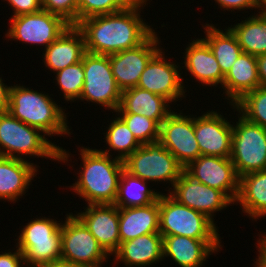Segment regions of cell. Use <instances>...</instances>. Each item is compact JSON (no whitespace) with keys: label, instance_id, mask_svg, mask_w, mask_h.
Segmentation results:
<instances>
[{"label":"cell","instance_id":"cell-1","mask_svg":"<svg viewBox=\"0 0 266 267\" xmlns=\"http://www.w3.org/2000/svg\"><path fill=\"white\" fill-rule=\"evenodd\" d=\"M148 0H134L121 11L80 20L86 52L111 55L142 44L155 30L140 17Z\"/></svg>","mask_w":266,"mask_h":267},{"label":"cell","instance_id":"cell-2","mask_svg":"<svg viewBox=\"0 0 266 267\" xmlns=\"http://www.w3.org/2000/svg\"><path fill=\"white\" fill-rule=\"evenodd\" d=\"M82 146L80 159L82 170L73 183L72 191L82 197L88 205L114 204L119 187L121 173L124 170L123 161L110 158L98 149H89Z\"/></svg>","mask_w":266,"mask_h":267},{"label":"cell","instance_id":"cell-3","mask_svg":"<svg viewBox=\"0 0 266 267\" xmlns=\"http://www.w3.org/2000/svg\"><path fill=\"white\" fill-rule=\"evenodd\" d=\"M8 112L47 136L71 134L66 113L45 93L16 84L10 88Z\"/></svg>","mask_w":266,"mask_h":267},{"label":"cell","instance_id":"cell-4","mask_svg":"<svg viewBox=\"0 0 266 267\" xmlns=\"http://www.w3.org/2000/svg\"><path fill=\"white\" fill-rule=\"evenodd\" d=\"M38 128L29 126L8 111L0 113V156L24 159L38 156L68 163L70 154L48 140ZM21 154V155H20Z\"/></svg>","mask_w":266,"mask_h":267},{"label":"cell","instance_id":"cell-5","mask_svg":"<svg viewBox=\"0 0 266 267\" xmlns=\"http://www.w3.org/2000/svg\"><path fill=\"white\" fill-rule=\"evenodd\" d=\"M52 218H36L23 226L16 248L23 254L24 263L42 267L61 259V222Z\"/></svg>","mask_w":266,"mask_h":267},{"label":"cell","instance_id":"cell-6","mask_svg":"<svg viewBox=\"0 0 266 267\" xmlns=\"http://www.w3.org/2000/svg\"><path fill=\"white\" fill-rule=\"evenodd\" d=\"M216 223L206 215L177 202L169 193L159 197V233L195 239H219Z\"/></svg>","mask_w":266,"mask_h":267},{"label":"cell","instance_id":"cell-7","mask_svg":"<svg viewBox=\"0 0 266 267\" xmlns=\"http://www.w3.org/2000/svg\"><path fill=\"white\" fill-rule=\"evenodd\" d=\"M124 170L132 176L153 182L174 183L179 179L184 167L158 141L141 145L124 161Z\"/></svg>","mask_w":266,"mask_h":267},{"label":"cell","instance_id":"cell-8","mask_svg":"<svg viewBox=\"0 0 266 267\" xmlns=\"http://www.w3.org/2000/svg\"><path fill=\"white\" fill-rule=\"evenodd\" d=\"M230 159L239 177L266 170V129L238 115L233 126Z\"/></svg>","mask_w":266,"mask_h":267},{"label":"cell","instance_id":"cell-9","mask_svg":"<svg viewBox=\"0 0 266 267\" xmlns=\"http://www.w3.org/2000/svg\"><path fill=\"white\" fill-rule=\"evenodd\" d=\"M82 62L84 85L79 99L115 112L120 106L122 91L113 76L109 56L86 52Z\"/></svg>","mask_w":266,"mask_h":267},{"label":"cell","instance_id":"cell-10","mask_svg":"<svg viewBox=\"0 0 266 267\" xmlns=\"http://www.w3.org/2000/svg\"><path fill=\"white\" fill-rule=\"evenodd\" d=\"M108 256L85 224L73 213L67 214L61 224V259L101 267Z\"/></svg>","mask_w":266,"mask_h":267},{"label":"cell","instance_id":"cell-11","mask_svg":"<svg viewBox=\"0 0 266 267\" xmlns=\"http://www.w3.org/2000/svg\"><path fill=\"white\" fill-rule=\"evenodd\" d=\"M11 25L5 34L10 40L44 46L46 49L69 26L62 17L40 10L35 13L11 17Z\"/></svg>","mask_w":266,"mask_h":267},{"label":"cell","instance_id":"cell-12","mask_svg":"<svg viewBox=\"0 0 266 267\" xmlns=\"http://www.w3.org/2000/svg\"><path fill=\"white\" fill-rule=\"evenodd\" d=\"M172 112L160 125L159 142L185 168L201 153L195 138L194 115Z\"/></svg>","mask_w":266,"mask_h":267},{"label":"cell","instance_id":"cell-13","mask_svg":"<svg viewBox=\"0 0 266 267\" xmlns=\"http://www.w3.org/2000/svg\"><path fill=\"white\" fill-rule=\"evenodd\" d=\"M184 171L194 180L222 191L233 203L239 193L240 177L230 157L200 155Z\"/></svg>","mask_w":266,"mask_h":267},{"label":"cell","instance_id":"cell-14","mask_svg":"<svg viewBox=\"0 0 266 267\" xmlns=\"http://www.w3.org/2000/svg\"><path fill=\"white\" fill-rule=\"evenodd\" d=\"M160 43L154 31L139 46L108 55L113 76L121 91L138 85L147 64L161 50Z\"/></svg>","mask_w":266,"mask_h":267},{"label":"cell","instance_id":"cell-15","mask_svg":"<svg viewBox=\"0 0 266 267\" xmlns=\"http://www.w3.org/2000/svg\"><path fill=\"white\" fill-rule=\"evenodd\" d=\"M169 188V195L177 202L206 215L214 222V213L234 204L222 191L194 180L185 171Z\"/></svg>","mask_w":266,"mask_h":267},{"label":"cell","instance_id":"cell-16","mask_svg":"<svg viewBox=\"0 0 266 267\" xmlns=\"http://www.w3.org/2000/svg\"><path fill=\"white\" fill-rule=\"evenodd\" d=\"M164 54L165 52L161 48L149 61L141 74L137 87L160 95L171 103L185 97L186 90L184 88L186 87L183 85V79L179 73L180 66L167 62Z\"/></svg>","mask_w":266,"mask_h":267},{"label":"cell","instance_id":"cell-17","mask_svg":"<svg viewBox=\"0 0 266 267\" xmlns=\"http://www.w3.org/2000/svg\"><path fill=\"white\" fill-rule=\"evenodd\" d=\"M195 138L201 155L230 157L233 124L216 111L194 117Z\"/></svg>","mask_w":266,"mask_h":267},{"label":"cell","instance_id":"cell-18","mask_svg":"<svg viewBox=\"0 0 266 267\" xmlns=\"http://www.w3.org/2000/svg\"><path fill=\"white\" fill-rule=\"evenodd\" d=\"M76 215L110 256L119 248V208L115 204L87 205Z\"/></svg>","mask_w":266,"mask_h":267},{"label":"cell","instance_id":"cell-19","mask_svg":"<svg viewBox=\"0 0 266 267\" xmlns=\"http://www.w3.org/2000/svg\"><path fill=\"white\" fill-rule=\"evenodd\" d=\"M163 237V258L171 257L180 267H201L221 249V239H195L180 235ZM220 248V249H219Z\"/></svg>","mask_w":266,"mask_h":267},{"label":"cell","instance_id":"cell-20","mask_svg":"<svg viewBox=\"0 0 266 267\" xmlns=\"http://www.w3.org/2000/svg\"><path fill=\"white\" fill-rule=\"evenodd\" d=\"M44 51L45 67L56 73L82 60L86 53L84 36L76 25H70Z\"/></svg>","mask_w":266,"mask_h":267},{"label":"cell","instance_id":"cell-21","mask_svg":"<svg viewBox=\"0 0 266 267\" xmlns=\"http://www.w3.org/2000/svg\"><path fill=\"white\" fill-rule=\"evenodd\" d=\"M29 160L0 156V200L16 202L37 175V165ZM36 172V173H35Z\"/></svg>","mask_w":266,"mask_h":267},{"label":"cell","instance_id":"cell-22","mask_svg":"<svg viewBox=\"0 0 266 267\" xmlns=\"http://www.w3.org/2000/svg\"><path fill=\"white\" fill-rule=\"evenodd\" d=\"M185 54L183 67L190 72L194 80L197 79L203 85L223 86L225 75L209 45L202 38L191 41L185 49Z\"/></svg>","mask_w":266,"mask_h":267},{"label":"cell","instance_id":"cell-23","mask_svg":"<svg viewBox=\"0 0 266 267\" xmlns=\"http://www.w3.org/2000/svg\"><path fill=\"white\" fill-rule=\"evenodd\" d=\"M115 261H122L128 267H146L163 258V237L160 233L138 236L120 243L113 254Z\"/></svg>","mask_w":266,"mask_h":267},{"label":"cell","instance_id":"cell-24","mask_svg":"<svg viewBox=\"0 0 266 267\" xmlns=\"http://www.w3.org/2000/svg\"><path fill=\"white\" fill-rule=\"evenodd\" d=\"M260 86L256 56L242 52L224 76L226 99L234 105L245 94ZM231 100V101H230Z\"/></svg>","mask_w":266,"mask_h":267},{"label":"cell","instance_id":"cell-25","mask_svg":"<svg viewBox=\"0 0 266 267\" xmlns=\"http://www.w3.org/2000/svg\"><path fill=\"white\" fill-rule=\"evenodd\" d=\"M168 103L166 98L136 86L122 91L120 106L115 112L141 114L160 126L173 112Z\"/></svg>","mask_w":266,"mask_h":267},{"label":"cell","instance_id":"cell-26","mask_svg":"<svg viewBox=\"0 0 266 267\" xmlns=\"http://www.w3.org/2000/svg\"><path fill=\"white\" fill-rule=\"evenodd\" d=\"M159 233V199L146 206L119 208L120 243Z\"/></svg>","mask_w":266,"mask_h":267},{"label":"cell","instance_id":"cell-27","mask_svg":"<svg viewBox=\"0 0 266 267\" xmlns=\"http://www.w3.org/2000/svg\"><path fill=\"white\" fill-rule=\"evenodd\" d=\"M243 213L251 219L266 216V170L247 173L240 177L236 199ZM242 205V206H241Z\"/></svg>","mask_w":266,"mask_h":267},{"label":"cell","instance_id":"cell-28","mask_svg":"<svg viewBox=\"0 0 266 267\" xmlns=\"http://www.w3.org/2000/svg\"><path fill=\"white\" fill-rule=\"evenodd\" d=\"M228 28L236 36L244 53L253 56L266 54V12L259 11L256 15L254 13Z\"/></svg>","mask_w":266,"mask_h":267},{"label":"cell","instance_id":"cell-29","mask_svg":"<svg viewBox=\"0 0 266 267\" xmlns=\"http://www.w3.org/2000/svg\"><path fill=\"white\" fill-rule=\"evenodd\" d=\"M203 28L206 33V38L204 37L203 40L209 45L222 73L226 75L243 52L242 48L229 28L224 29L225 32L216 28L214 24H206Z\"/></svg>","mask_w":266,"mask_h":267},{"label":"cell","instance_id":"cell-30","mask_svg":"<svg viewBox=\"0 0 266 267\" xmlns=\"http://www.w3.org/2000/svg\"><path fill=\"white\" fill-rule=\"evenodd\" d=\"M161 193L148 188L145 180L123 170L114 204L118 208L146 206L157 201Z\"/></svg>","mask_w":266,"mask_h":267},{"label":"cell","instance_id":"cell-31","mask_svg":"<svg viewBox=\"0 0 266 267\" xmlns=\"http://www.w3.org/2000/svg\"><path fill=\"white\" fill-rule=\"evenodd\" d=\"M105 135V142L109 146L108 150L100 151L104 154L110 155L111 149L118 152L115 157L124 161L134 151H136L142 144L135 138L129 130L125 122L117 116L113 121L111 120Z\"/></svg>","mask_w":266,"mask_h":267},{"label":"cell","instance_id":"cell-32","mask_svg":"<svg viewBox=\"0 0 266 267\" xmlns=\"http://www.w3.org/2000/svg\"><path fill=\"white\" fill-rule=\"evenodd\" d=\"M239 115L266 129V88L259 86L233 105Z\"/></svg>","mask_w":266,"mask_h":267},{"label":"cell","instance_id":"cell-33","mask_svg":"<svg viewBox=\"0 0 266 267\" xmlns=\"http://www.w3.org/2000/svg\"><path fill=\"white\" fill-rule=\"evenodd\" d=\"M56 82L63 92L65 100L74 102L79 100L84 85V70L82 60L76 64L67 66L55 73Z\"/></svg>","mask_w":266,"mask_h":267},{"label":"cell","instance_id":"cell-34","mask_svg":"<svg viewBox=\"0 0 266 267\" xmlns=\"http://www.w3.org/2000/svg\"><path fill=\"white\" fill-rule=\"evenodd\" d=\"M135 138L143 145L159 141L160 126L141 114L117 113Z\"/></svg>","mask_w":266,"mask_h":267},{"label":"cell","instance_id":"cell-35","mask_svg":"<svg viewBox=\"0 0 266 267\" xmlns=\"http://www.w3.org/2000/svg\"><path fill=\"white\" fill-rule=\"evenodd\" d=\"M134 0H90L82 1L78 5V22L80 20L115 13L123 10Z\"/></svg>","mask_w":266,"mask_h":267},{"label":"cell","instance_id":"cell-36","mask_svg":"<svg viewBox=\"0 0 266 267\" xmlns=\"http://www.w3.org/2000/svg\"><path fill=\"white\" fill-rule=\"evenodd\" d=\"M42 9L62 17L70 25L78 23V5L75 0H42Z\"/></svg>","mask_w":266,"mask_h":267},{"label":"cell","instance_id":"cell-37","mask_svg":"<svg viewBox=\"0 0 266 267\" xmlns=\"http://www.w3.org/2000/svg\"><path fill=\"white\" fill-rule=\"evenodd\" d=\"M13 8L12 17L42 10V0H5Z\"/></svg>","mask_w":266,"mask_h":267},{"label":"cell","instance_id":"cell-38","mask_svg":"<svg viewBox=\"0 0 266 267\" xmlns=\"http://www.w3.org/2000/svg\"><path fill=\"white\" fill-rule=\"evenodd\" d=\"M224 10H245L250 8L260 10V0H214Z\"/></svg>","mask_w":266,"mask_h":267},{"label":"cell","instance_id":"cell-39","mask_svg":"<svg viewBox=\"0 0 266 267\" xmlns=\"http://www.w3.org/2000/svg\"><path fill=\"white\" fill-rule=\"evenodd\" d=\"M24 264L23 254L18 248L13 253L9 251L0 254V267H22Z\"/></svg>","mask_w":266,"mask_h":267},{"label":"cell","instance_id":"cell-40","mask_svg":"<svg viewBox=\"0 0 266 267\" xmlns=\"http://www.w3.org/2000/svg\"><path fill=\"white\" fill-rule=\"evenodd\" d=\"M10 88L11 86L5 85L2 77H0V113L8 111Z\"/></svg>","mask_w":266,"mask_h":267},{"label":"cell","instance_id":"cell-41","mask_svg":"<svg viewBox=\"0 0 266 267\" xmlns=\"http://www.w3.org/2000/svg\"><path fill=\"white\" fill-rule=\"evenodd\" d=\"M261 235V236H260ZM259 235L257 247H258V258L254 262L256 265L255 267H266V239L262 236V234Z\"/></svg>","mask_w":266,"mask_h":267},{"label":"cell","instance_id":"cell-42","mask_svg":"<svg viewBox=\"0 0 266 267\" xmlns=\"http://www.w3.org/2000/svg\"><path fill=\"white\" fill-rule=\"evenodd\" d=\"M260 86L266 88V54L256 56Z\"/></svg>","mask_w":266,"mask_h":267},{"label":"cell","instance_id":"cell-43","mask_svg":"<svg viewBox=\"0 0 266 267\" xmlns=\"http://www.w3.org/2000/svg\"><path fill=\"white\" fill-rule=\"evenodd\" d=\"M42 267H87V266H85L83 264L74 263V262L63 260V259H59V260L54 261L52 263L46 264Z\"/></svg>","mask_w":266,"mask_h":267},{"label":"cell","instance_id":"cell-44","mask_svg":"<svg viewBox=\"0 0 266 267\" xmlns=\"http://www.w3.org/2000/svg\"><path fill=\"white\" fill-rule=\"evenodd\" d=\"M260 12H266V0H260Z\"/></svg>","mask_w":266,"mask_h":267},{"label":"cell","instance_id":"cell-45","mask_svg":"<svg viewBox=\"0 0 266 267\" xmlns=\"http://www.w3.org/2000/svg\"><path fill=\"white\" fill-rule=\"evenodd\" d=\"M82 1H90V0H75V3L79 5Z\"/></svg>","mask_w":266,"mask_h":267}]
</instances>
